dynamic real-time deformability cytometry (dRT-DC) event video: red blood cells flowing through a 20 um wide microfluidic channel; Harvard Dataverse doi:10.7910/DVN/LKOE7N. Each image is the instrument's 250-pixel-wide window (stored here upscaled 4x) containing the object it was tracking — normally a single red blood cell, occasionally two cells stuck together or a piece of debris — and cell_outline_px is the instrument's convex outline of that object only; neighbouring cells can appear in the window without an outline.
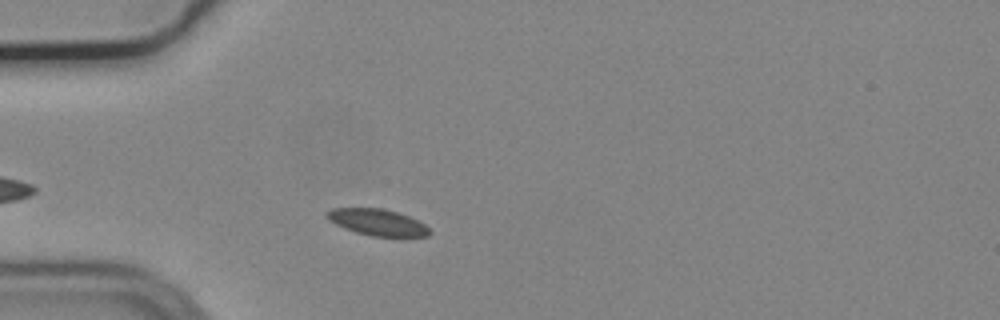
{"species": "common noctule bat (a hibernating species)", "species_latin": "Nyctalus noctula", "temperature_condition": "cold", "stored_images_in_passage": 15, "camera_frame_rate_fps": 3000, "um_per_image_px": 0.085, "animal": {"sex": "male", "body_mass_g": 19.2, "forearm_length_mm": 51.8}, "frame": {"image": 1, "passage_image": 7, "time_ms": 2.0, "image_size_px": [1000, 320], "cell_outline_px": [[432, 232], [428, 236], [372, 236], [356, 232], [344, 228], [328, 220], [324, 216], [324, 212], [332, 208], [380, 208], [396, 212], [408, 216], [424, 224]], "centroid_in_image_um": [32.02, 18.88], "position_along_channel_um": 53.0, "area_um2": 15.72}}
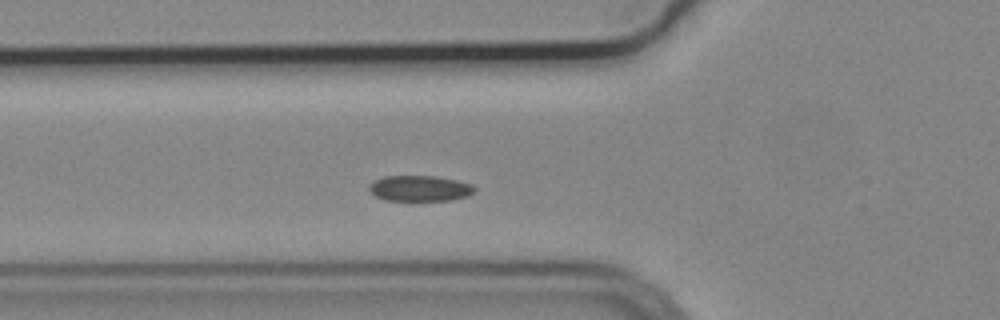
{"frame": {"image": 2, "passage_image": 11, "time_ms": 3.333, "image_size_px": [1000, 320], "cell_outline_px": [[476, 188], [468, 196], [452, 200], [384, 200], [376, 196], [368, 188], [376, 180], [384, 176], [436, 176], [456, 180], [472, 184]], "centroid_in_image_um": [35.71, 16.01], "position_along_channel_um": 90.1, "area_um2": 15.61}}